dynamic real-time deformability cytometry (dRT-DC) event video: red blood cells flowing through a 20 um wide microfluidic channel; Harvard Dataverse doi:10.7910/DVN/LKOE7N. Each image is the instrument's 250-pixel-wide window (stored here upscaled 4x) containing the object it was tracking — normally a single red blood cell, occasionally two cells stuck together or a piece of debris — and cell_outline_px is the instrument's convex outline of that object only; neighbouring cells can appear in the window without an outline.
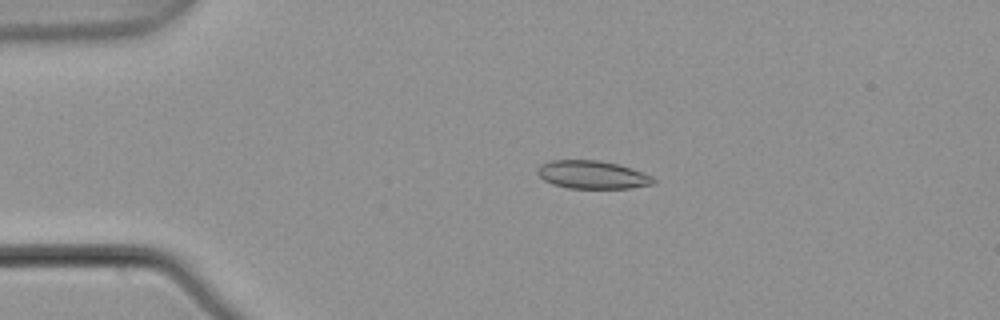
{"species": "common noctule bat (a hibernating species)", "species_latin": "Nyctalus noctula", "temperature_condition": "warm", "stored_images_in_passage": 4, "camera_frame_rate_fps": 3000, "um_per_image_px": 0.085, "animal": {"sex": "male", "body_mass_g": 21.5, "forearm_length_mm": 52.0}, "frame": {"image": 1, "passage_image": 3, "time_ms": 0.667, "image_size_px": [1000, 320], "cell_outline_px": [[656, 180], [652, 184], [628, 188], [568, 188], [544, 180], [536, 172], [536, 168], [540, 164], [548, 160], [600, 160], [620, 164], [632, 168], [652, 176]], "centroid_in_image_um": [50.33, 14.83], "position_along_channel_um": 34.7, "area_um2": 19.02}}